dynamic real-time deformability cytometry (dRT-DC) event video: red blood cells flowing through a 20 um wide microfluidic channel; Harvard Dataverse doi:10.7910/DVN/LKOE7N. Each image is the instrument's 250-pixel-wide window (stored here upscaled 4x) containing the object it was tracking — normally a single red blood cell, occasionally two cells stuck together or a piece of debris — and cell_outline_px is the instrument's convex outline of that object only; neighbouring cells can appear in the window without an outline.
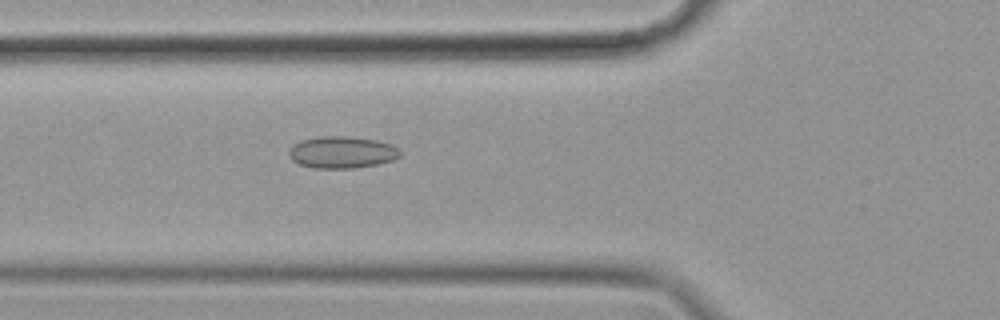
{"species": "common noctule bat (a hibernating species)", "species_latin": "Nyctalus noctula", "temperature_condition": "cold", "stored_images_in_passage": 58, "camera_frame_rate_fps": 3000, "um_per_image_px": 0.085, "animal": {"sex": "female", "body_mass_g": 19.9}, "frame": {"image": 1, "passage_image": 21, "time_ms": 6.667, "image_size_px": [1000, 320], "cell_outline_px": [[400, 156], [392, 160], [376, 164], [356, 168], [316, 168], [300, 164], [292, 160], [288, 156], [288, 152], [292, 144], [300, 140], [320, 136], [348, 136], [376, 140], [392, 144], [400, 148]], "centroid_in_image_um": [29.05, 12.93], "position_along_channel_um": 96.7, "area_um2": 20.81}}
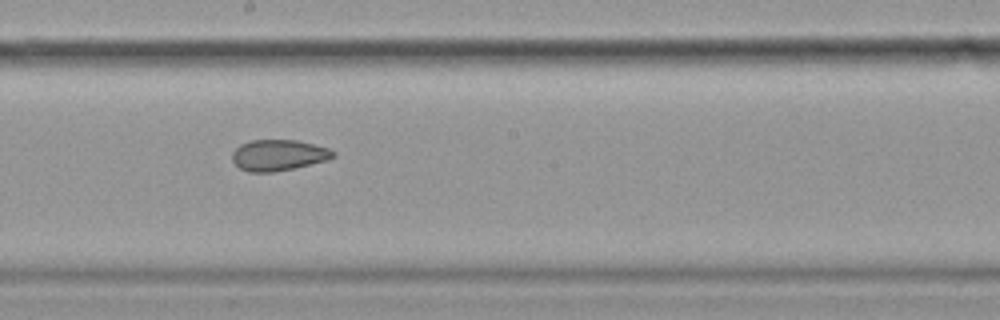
{"frame": {"image": 2, "passage_image": 32, "time_ms": 10.333, "image_size_px": [1000, 320], "cell_outline_px": [[336, 156], [328, 160], [296, 168], [276, 172], [248, 172], [240, 168], [232, 160], [232, 152], [240, 144], [252, 140], [296, 140], [328, 148], [336, 152]], "centroid_in_image_um": [23.68, 13.2], "position_along_channel_um": 224.5, "area_um2": 18.38}}
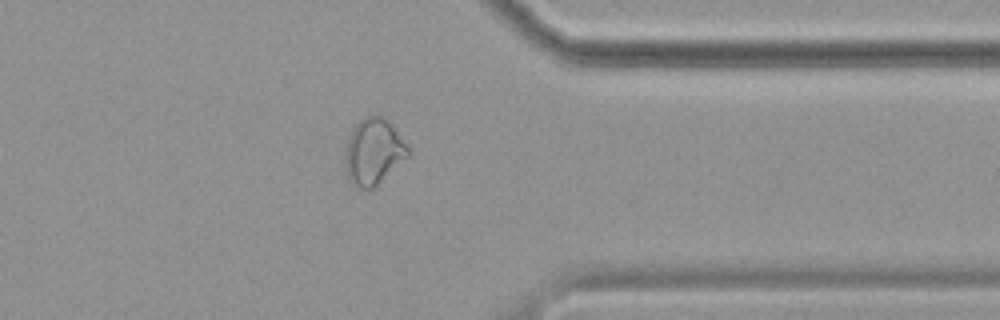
{"frame": {"image": 3, "passage_image": 46, "time_ms": 15.0, "image_size_px": [1000, 320], "cell_outline_px": [[408, 156], [372, 188], [360, 188], [352, 184], [348, 176], [344, 160], [344, 148], [352, 128], [360, 120], [368, 116], [380, 116], [388, 120], [392, 124], [408, 144]], "centroid_in_image_um": [31.73, 12.86], "position_along_channel_um": 379.7, "area_um2": 23.99}, "authors_computed_cell_mechanics": {"area_um2": 22.2819, "velocity_mm_per_s": 3.4911, "shape_relaxation_time_tau1_ms": null, "shape_relaxation_time_tau2_ms": 3.2006, "deformation_change_tau1": null, "deformation_change_tau2": 0.0835}}